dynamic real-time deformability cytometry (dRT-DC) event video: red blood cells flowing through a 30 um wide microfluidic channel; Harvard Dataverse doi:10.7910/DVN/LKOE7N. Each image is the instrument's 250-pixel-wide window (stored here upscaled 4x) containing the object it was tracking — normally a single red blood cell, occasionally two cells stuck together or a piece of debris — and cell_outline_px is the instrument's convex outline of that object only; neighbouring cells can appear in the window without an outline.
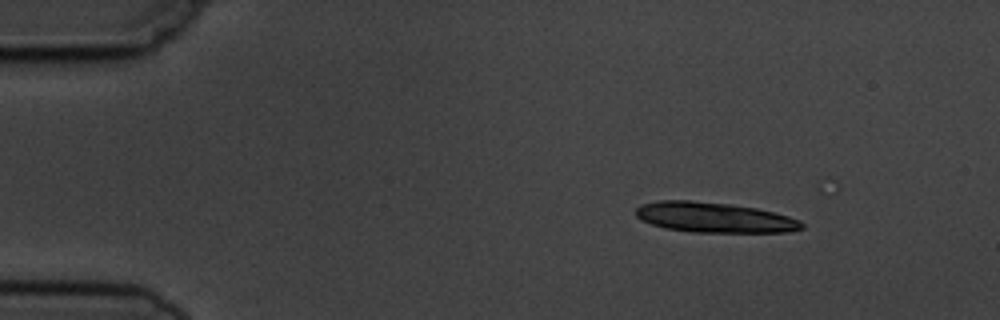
{"species": "common noctule bat (a hibernating species)", "species_latin": "Nyctalus noctula", "temperature_condition": "cold", "stored_images_in_passage": 6, "camera_frame_rate_fps": 3000, "um_per_image_px": 0.085, "animal": {"sex": "male", "body_mass_g": 19.5, "forearm_length_mm": 54.6}, "frame": {"image": 1, "passage_image": 2, "time_ms": 1.0, "image_size_px": [1000, 320], "cell_outline_px": [[804, 228], [788, 232], [692, 232], [664, 228], [652, 224], [636, 216], [636, 208], [640, 204], [660, 200], [692, 200], [728, 204], [756, 208], [788, 216], [800, 220], [804, 224]], "centroid_in_image_um": [60.71, 18.48], "position_along_channel_um": 24.3, "area_um2": 29.13}}
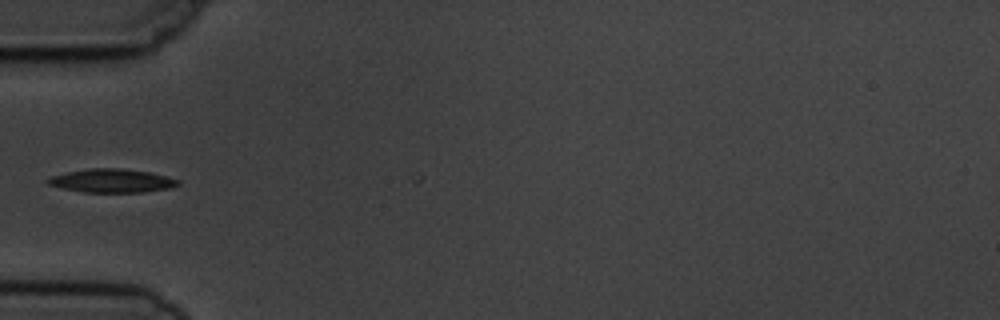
{"frame": {"image": 2, "passage_image": 5, "time_ms": 4.667, "image_size_px": [1000, 320], "cell_outline_px": [[180, 184], [168, 188], [140, 192], [84, 192], [64, 188], [48, 184], [44, 180], [52, 176], [68, 172], [88, 168], [120, 168], [148, 172], [180, 180]], "centroid_in_image_um": [9.48, 15.36], "position_along_channel_um": 75.5, "area_um2": 17.57}}